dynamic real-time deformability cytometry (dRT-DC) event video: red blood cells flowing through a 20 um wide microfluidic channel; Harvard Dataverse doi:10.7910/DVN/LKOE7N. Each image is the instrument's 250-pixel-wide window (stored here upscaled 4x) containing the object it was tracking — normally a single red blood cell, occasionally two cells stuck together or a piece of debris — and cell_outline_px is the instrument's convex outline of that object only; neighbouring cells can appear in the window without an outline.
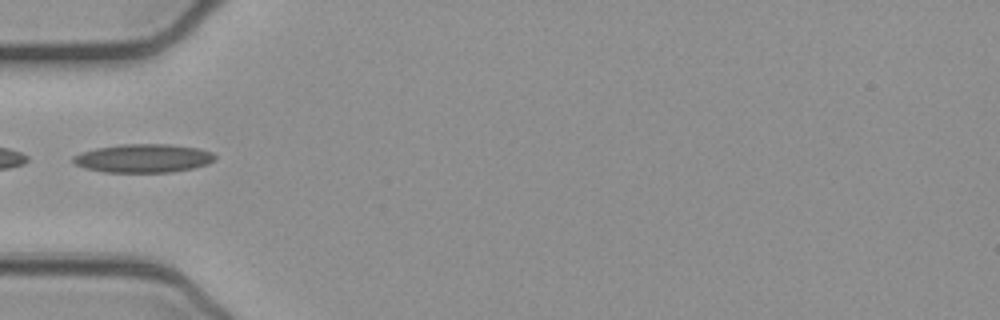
{"species": "common noctule bat (a hibernating species)", "species_latin": "Nyctalus noctula", "temperature_condition": "cold", "stored_images_in_passage": 35, "camera_frame_rate_fps": 3000, "um_per_image_px": 0.085, "animal": {"sex": "female", "body_mass_g": 21.9}, "frame": {"image": 1, "passage_image": 1, "time_ms": 0.0, "image_size_px": [1000, 320], "cell_outline_px": [[216, 160], [208, 164], [192, 168], [172, 172], [104, 172], [84, 168], [76, 164], [72, 160], [72, 156], [80, 152], [96, 148], [124, 144], [168, 144], [200, 148], [212, 152], [216, 156]], "centroid_in_image_um": [12.2, 13.45], "position_along_channel_um": 72.8, "area_um2": 23.7}}